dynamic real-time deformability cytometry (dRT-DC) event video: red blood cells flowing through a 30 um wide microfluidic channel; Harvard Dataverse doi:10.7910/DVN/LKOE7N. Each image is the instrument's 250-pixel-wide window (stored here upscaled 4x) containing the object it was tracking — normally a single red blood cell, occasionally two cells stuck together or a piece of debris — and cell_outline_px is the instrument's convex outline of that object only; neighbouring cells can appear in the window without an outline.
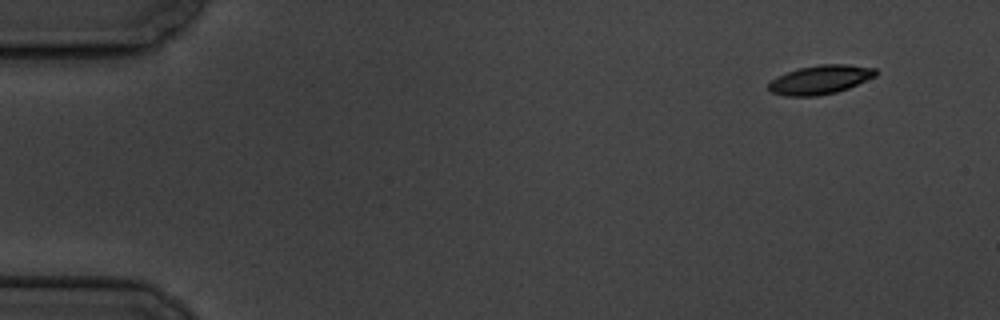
{"species": "common noctule bat (a hibernating species)", "species_latin": "Nyctalus noctula", "temperature_condition": "cold", "stored_images_in_passage": 6, "segment_of_instrument_passage": [2, 2], "camera_frame_rate_fps": 3000, "um_per_image_px": 0.085, "animal": {"sex": "male", "body_mass_g": 19.5, "forearm_length_mm": 54.6}, "frame": {"image": 1, "passage_image": 6, "time_ms": 6.667, "image_size_px": [1000, 320], "cell_outline_px": [[876, 76], [848, 88], [836, 92], [816, 96], [784, 96], [772, 92], [768, 88], [768, 84], [776, 76], [800, 68], [820, 64], [848, 64], [876, 68]], "centroid_in_image_um": [69.72, 6.77], "position_along_channel_um": 15.3, "area_um2": 17.98}}